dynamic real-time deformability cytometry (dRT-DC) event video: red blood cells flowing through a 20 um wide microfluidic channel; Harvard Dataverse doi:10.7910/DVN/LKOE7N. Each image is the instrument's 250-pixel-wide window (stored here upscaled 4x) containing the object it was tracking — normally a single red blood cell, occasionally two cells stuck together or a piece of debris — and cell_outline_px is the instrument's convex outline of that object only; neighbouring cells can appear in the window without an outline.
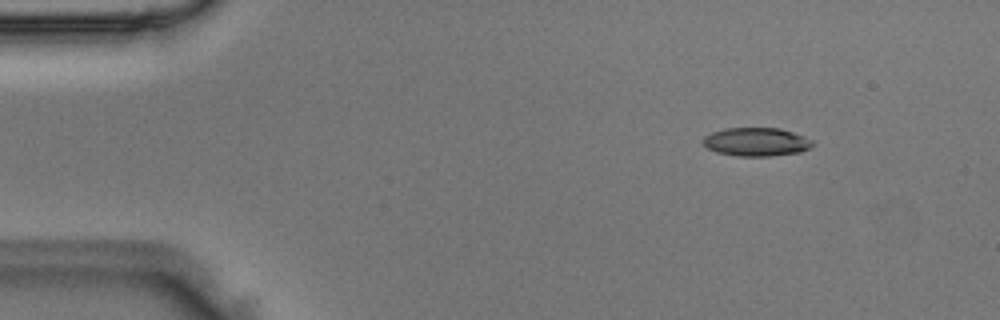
{"species": "Egyptian fruit bat (a non-hibernating species)", "species_latin": "Rousettus aegyptiacus", "temperature_condition": "room temperature", "stored_images_in_passage": 4, "camera_frame_rate_fps": 3000, "um_per_image_px": 0.085, "animal": {"sex": "male"}, "frame": {"image": 1, "passage_image": 1, "time_ms": 0.0, "image_size_px": [1000, 320], "cell_outline_px": [[812, 148], [800, 152], [772, 156], [736, 156], [716, 152], [708, 148], [700, 140], [704, 136], [712, 132], [724, 128], [780, 128], [804, 136], [812, 140]], "centroid_in_image_um": [64.27, 12.06], "position_along_channel_um": 20.7, "area_um2": 18.32}}